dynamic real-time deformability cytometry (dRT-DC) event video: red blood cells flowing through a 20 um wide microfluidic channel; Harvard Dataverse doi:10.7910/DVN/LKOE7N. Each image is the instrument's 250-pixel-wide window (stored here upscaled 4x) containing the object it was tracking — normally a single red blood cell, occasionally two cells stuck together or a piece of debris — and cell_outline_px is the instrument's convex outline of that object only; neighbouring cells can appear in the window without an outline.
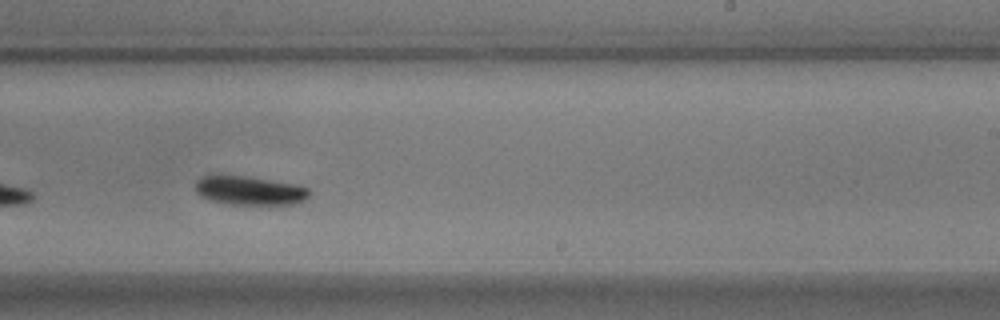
{"species": "common noctule bat (a hibernating species)", "species_latin": "Nyctalus noctula", "temperature_condition": "warm", "stored_images_in_passage": 40, "camera_frame_rate_fps": 3000, "um_per_image_px": 0.085, "animal": {"sex": "male", "body_mass_g": 17.9}, "frame": {"image": 1, "passage_image": 18, "time_ms": 5.667, "image_size_px": [1000, 320], "cell_outline_px": [[312, 192], [304, 200], [296, 204], [268, 208], [232, 204], [212, 200], [200, 196], [196, 192], [196, 180], [200, 176], [244, 176], [296, 184], [308, 188]], "centroid_in_image_um": [21.3, 16.26], "position_along_channel_um": 267.7, "area_um2": 19.88}}